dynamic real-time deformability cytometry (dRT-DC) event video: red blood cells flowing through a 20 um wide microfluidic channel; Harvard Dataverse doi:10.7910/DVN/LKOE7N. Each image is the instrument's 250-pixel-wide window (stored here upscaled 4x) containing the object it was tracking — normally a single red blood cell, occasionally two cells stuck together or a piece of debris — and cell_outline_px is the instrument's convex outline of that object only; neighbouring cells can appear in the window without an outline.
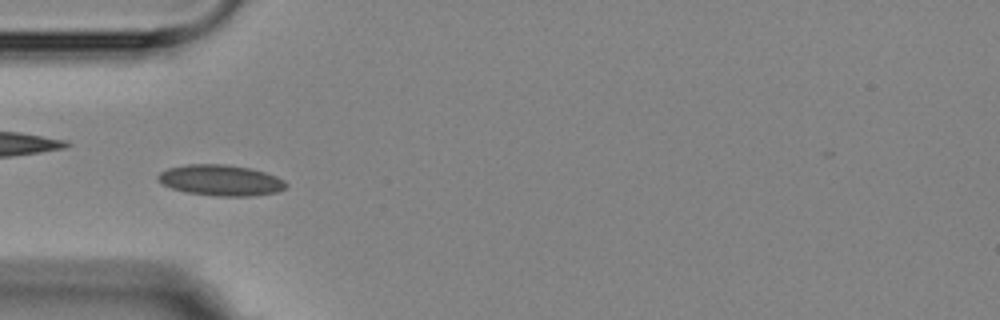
{"species": "Egyptian fruit bat (a non-hibernating species)", "species_latin": "Rousettus aegyptiacus", "temperature_condition": "room temperature", "stored_images_in_passage": 7, "camera_frame_rate_fps": 3000, "um_per_image_px": 0.085, "animal": {"sex": "female"}, "frame": {"image": 1, "passage_image": 5, "time_ms": 5.0, "image_size_px": [1000, 320], "cell_outline_px": [[288, 184], [284, 188], [276, 192], [252, 196], [216, 196], [184, 192], [160, 184], [156, 180], [156, 176], [160, 172], [168, 168], [184, 164], [224, 164], [248, 168], [264, 172], [276, 176], [284, 180]], "centroid_in_image_um": [18.7, 15.32], "position_along_channel_um": 66.3, "area_um2": 23.18}}
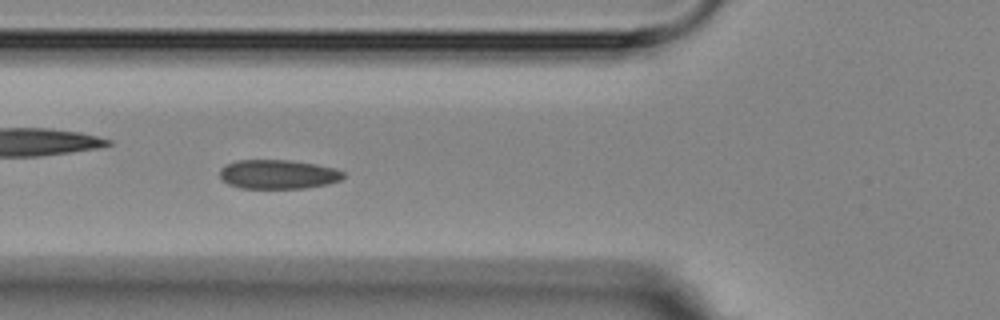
{"frame": {"image": 2, "passage_image": 6, "time_ms": 6.0, "image_size_px": [1000, 320], "cell_outline_px": [[344, 176], [340, 180], [328, 184], [304, 188], [240, 188], [228, 184], [220, 176], [220, 168], [224, 164], [236, 160], [292, 160], [316, 164], [336, 168], [344, 172]], "centroid_in_image_um": [23.63, 14.81], "position_along_channel_um": 102.2, "area_um2": 21.15}}